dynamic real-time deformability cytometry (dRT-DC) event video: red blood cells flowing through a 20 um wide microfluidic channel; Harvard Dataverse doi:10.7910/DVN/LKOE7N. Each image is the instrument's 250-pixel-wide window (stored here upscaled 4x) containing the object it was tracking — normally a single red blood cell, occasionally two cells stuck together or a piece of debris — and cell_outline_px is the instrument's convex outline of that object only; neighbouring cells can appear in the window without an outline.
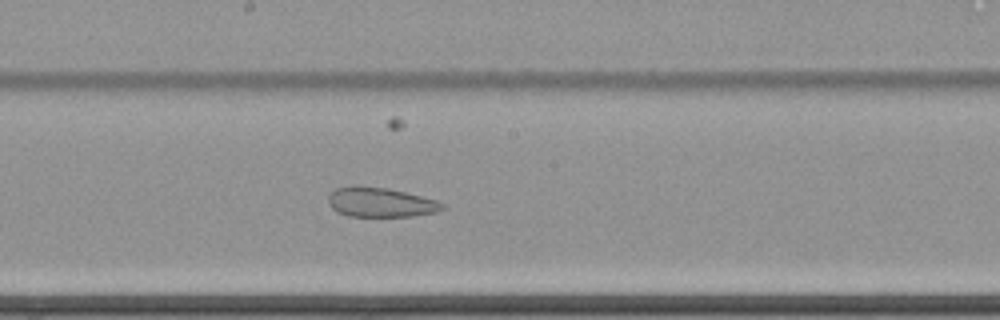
{"species": "common noctule bat (a hibernating species)", "species_latin": "Nyctalus noctula", "temperature_condition": "cold", "stored_images_in_passage": 65, "camera_frame_rate_fps": 3000, "um_per_image_px": 0.085, "animal": {"sex": "female", "body_mass_g": 22.7, "forearm_length_mm": 54.2}, "frame": {"image": 1, "passage_image": 39, "time_ms": 12.667, "image_size_px": [1000, 320], "cell_outline_px": [[444, 208], [436, 212], [412, 216], [348, 216], [336, 212], [328, 204], [328, 196], [336, 188], [352, 184], [356, 184], [388, 188], [436, 200], [444, 204]], "centroid_in_image_um": [32.28, 17.18], "position_along_channel_um": 215.9, "area_um2": 19.83}}
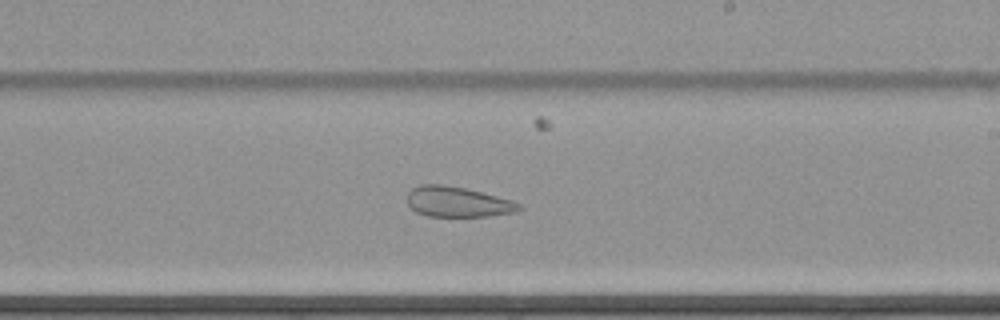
{"frame": {"image": 2, "passage_image": 42, "time_ms": 13.667, "image_size_px": [1000, 320], "cell_outline_px": [[524, 208], [512, 212], [488, 216], [428, 216], [416, 212], [408, 204], [408, 192], [412, 188], [420, 184], [440, 184], [464, 188], [512, 200], [520, 204]], "centroid_in_image_um": [38.88, 17.16], "position_along_channel_um": 250.1, "area_um2": 19.54}}
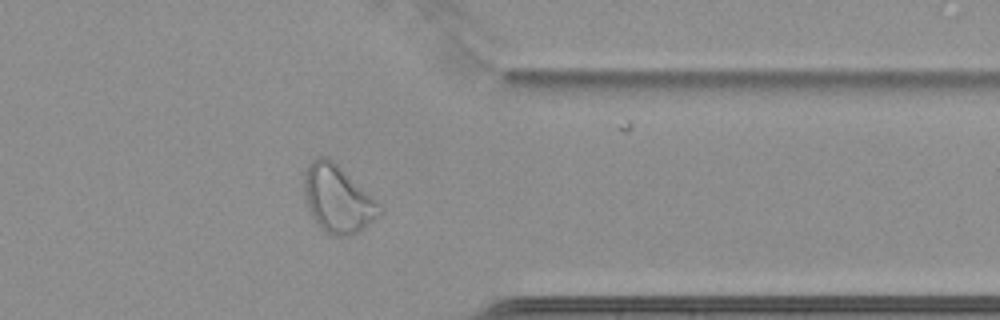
{"frame": {"image": 3, "passage_image": 54, "time_ms": 17.667, "image_size_px": [1000, 320], "cell_outline_px": [[384, 208], [364, 228], [348, 236], [332, 236], [324, 232], [316, 224], [304, 200], [304, 172], [308, 164], [312, 160], [320, 156], [328, 156]], "centroid_in_image_um": [28.65, 16.92], "position_along_channel_um": 382.8, "area_um2": 29.36}}